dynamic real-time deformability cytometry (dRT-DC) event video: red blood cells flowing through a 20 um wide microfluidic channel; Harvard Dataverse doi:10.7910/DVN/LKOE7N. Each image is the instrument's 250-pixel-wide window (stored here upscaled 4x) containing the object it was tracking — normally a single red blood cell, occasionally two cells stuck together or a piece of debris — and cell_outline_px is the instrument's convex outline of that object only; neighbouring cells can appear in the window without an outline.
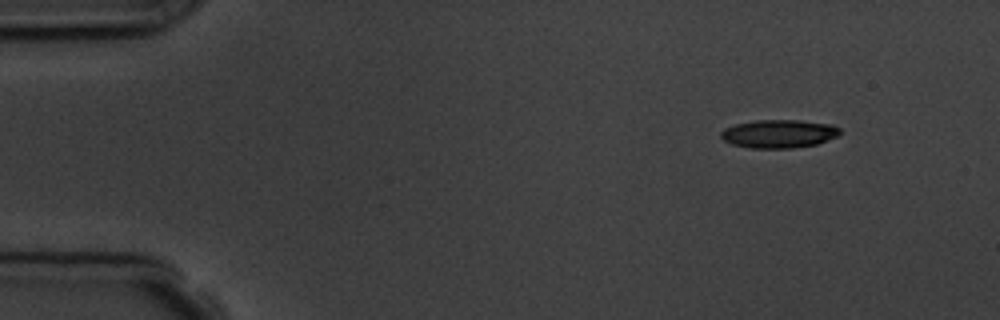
{"species": "common noctule bat (a hibernating species)", "species_latin": "Nyctalus noctula", "temperature_condition": "room temperature", "stored_images_in_passage": 4, "camera_frame_rate_fps": 3000, "um_per_image_px": 0.085, "animal": {"sex": "male", "body_mass_g": 19.5, "forearm_length_mm": 54.6}, "frame": {"image": 1, "passage_image": 1, "time_ms": 0.0, "image_size_px": [1000, 320], "cell_outline_px": [[840, 132], [836, 136], [816, 144], [792, 148], [752, 148], [732, 144], [724, 140], [720, 136], [720, 132], [724, 128], [736, 124], [756, 120], [800, 120], [832, 124], [840, 128]], "centroid_in_image_um": [66.19, 11.36], "position_along_channel_um": 18.8, "area_um2": 19.54}}
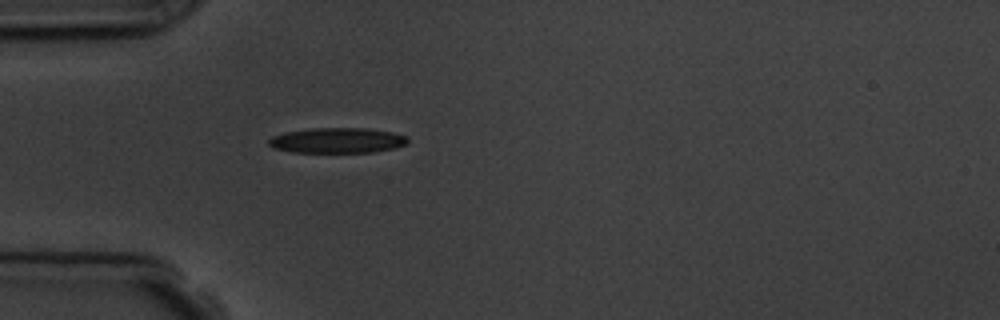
{"frame": {"image": 2, "passage_image": 4, "time_ms": 3.333, "image_size_px": [1000, 320], "cell_outline_px": [[408, 144], [396, 148], [372, 152], [292, 152], [272, 148], [268, 144], [268, 140], [272, 136], [284, 132], [312, 128], [368, 128], [392, 132], [408, 136]], "centroid_in_image_um": [28.68, 11.93], "position_along_channel_um": 56.3, "area_um2": 20.69}}